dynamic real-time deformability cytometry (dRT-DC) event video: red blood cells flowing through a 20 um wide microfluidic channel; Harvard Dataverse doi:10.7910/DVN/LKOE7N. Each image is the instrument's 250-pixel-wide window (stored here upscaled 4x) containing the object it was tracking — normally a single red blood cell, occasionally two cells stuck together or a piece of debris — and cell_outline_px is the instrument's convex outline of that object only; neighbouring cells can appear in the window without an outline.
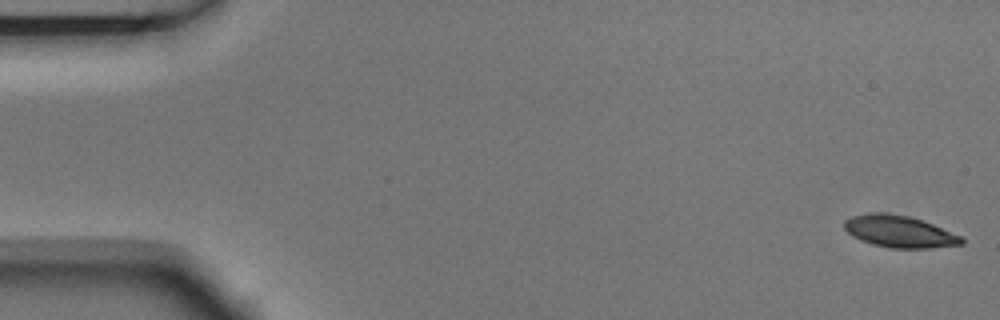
{"species": "Egyptian fruit bat (a non-hibernating species)", "species_latin": "Rousettus aegyptiacus", "temperature_condition": "room temperature", "stored_images_in_passage": 6, "camera_frame_rate_fps": 3000, "um_per_image_px": 0.085, "animal": {"sex": "male"}, "frame": {"image": 1, "passage_image": 1, "time_ms": 0.0, "image_size_px": [1000, 320], "cell_outline_px": [[964, 244], [932, 248], [888, 248], [872, 244], [860, 240], [852, 236], [844, 228], [844, 220], [852, 216], [868, 212], [884, 212], [908, 216], [932, 224], [964, 236]], "centroid_in_image_um": [76.45, 19.68], "position_along_channel_um": 8.5, "area_um2": 22.02}}
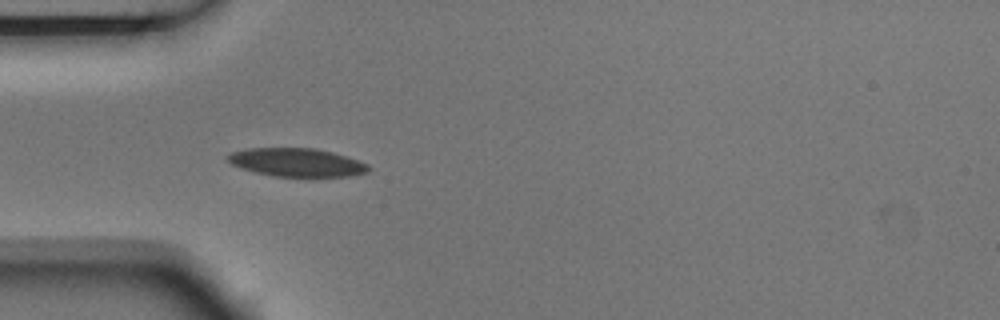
{"frame": {"image": 2, "passage_image": 5, "time_ms": 1.333, "image_size_px": [1000, 320], "cell_outline_px": [[372, 168], [368, 172], [352, 176], [312, 180], [272, 176], [240, 168], [232, 164], [224, 156], [232, 152], [248, 148], [312, 148], [332, 152], [368, 164]], "centroid_in_image_um": [25.27, 13.86], "position_along_channel_um": 59.7, "area_um2": 24.28}}
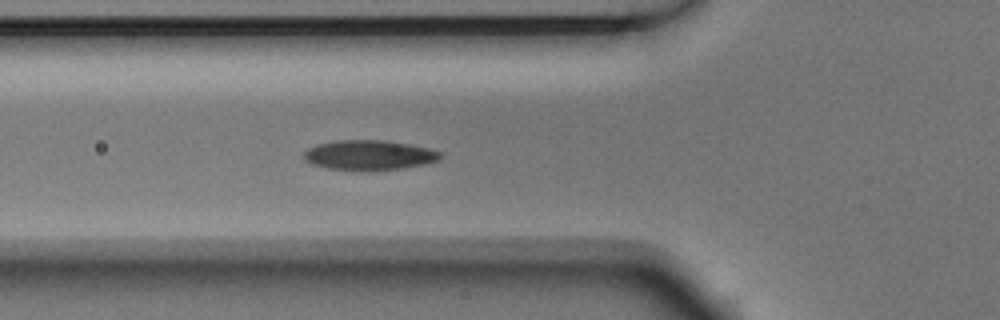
{"frame": {"image": 3, "passage_image": 6, "time_ms": 1.667, "image_size_px": [1000, 320], "cell_outline_px": [[444, 156], [440, 160], [424, 164], [404, 168], [368, 172], [364, 172], [328, 168], [312, 164], [304, 160], [304, 152], [308, 148], [316, 144], [336, 140], [384, 140], [408, 144], [428, 148], [440, 152]], "centroid_in_image_um": [31.38, 13.2], "position_along_channel_um": 94.4, "area_um2": 24.22}}